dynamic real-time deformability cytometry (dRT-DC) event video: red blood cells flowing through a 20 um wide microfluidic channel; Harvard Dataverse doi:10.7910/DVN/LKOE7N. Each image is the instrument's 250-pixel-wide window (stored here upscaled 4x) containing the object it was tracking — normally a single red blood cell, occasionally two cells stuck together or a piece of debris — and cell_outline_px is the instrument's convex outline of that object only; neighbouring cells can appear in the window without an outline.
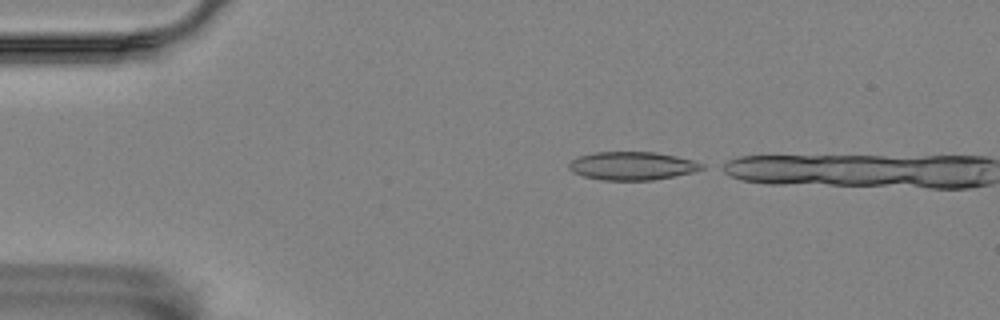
{"species": "Egyptian fruit bat (a non-hibernating species)", "species_latin": "Rousettus aegyptiacus", "temperature_condition": "room temperature", "stored_images_in_passage": 3, "camera_frame_rate_fps": 3000, "um_per_image_px": 0.085, "animal": {"sex": "female"}, "frame": {"image": 1, "passage_image": 1, "time_ms": 0.0, "image_size_px": [1000, 320], "cell_outline_px": [[704, 168], [692, 172], [652, 180], [604, 180], [584, 176], [572, 172], [568, 168], [568, 164], [572, 160], [580, 156], [596, 152], [656, 152], [676, 156], [692, 160], [704, 164]], "centroid_in_image_um": [53.72, 14.09], "position_along_channel_um": 31.3, "area_um2": 21.68}}